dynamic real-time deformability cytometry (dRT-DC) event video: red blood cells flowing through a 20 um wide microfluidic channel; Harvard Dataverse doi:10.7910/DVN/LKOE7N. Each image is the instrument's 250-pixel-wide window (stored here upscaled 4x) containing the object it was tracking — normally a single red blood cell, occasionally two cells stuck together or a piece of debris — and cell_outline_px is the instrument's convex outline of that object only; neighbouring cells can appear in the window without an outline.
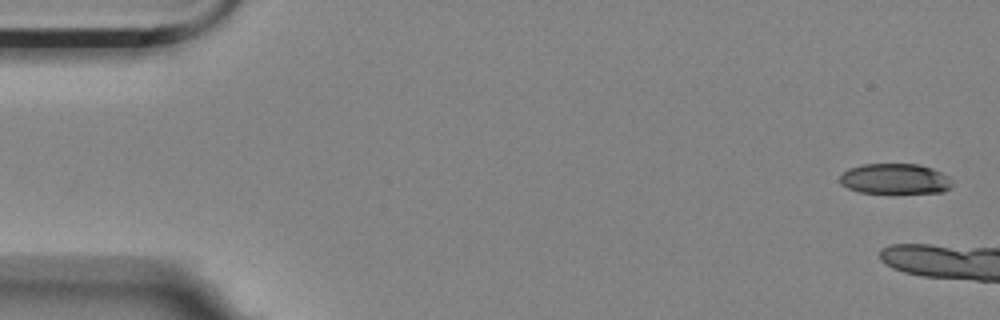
{"species": "Egyptian fruit bat (a non-hibernating species)", "species_latin": "Rousettus aegyptiacus", "temperature_condition": "room temperature", "stored_images_in_passage": 2, "camera_frame_rate_fps": 3000, "um_per_image_px": 0.085, "animal": {"sex": "female"}, "frame": {"image": 1, "passage_image": 2, "time_ms": 0.333, "image_size_px": [1000, 320], "cell_outline_px": [[952, 184], [944, 192], [860, 192], [848, 188], [840, 184], [840, 176], [848, 168], [864, 164], [920, 164], [932, 168], [948, 176], [952, 180]], "centroid_in_image_um": [76.07, 15.19], "position_along_channel_um": 8.9, "area_um2": 19.71}}